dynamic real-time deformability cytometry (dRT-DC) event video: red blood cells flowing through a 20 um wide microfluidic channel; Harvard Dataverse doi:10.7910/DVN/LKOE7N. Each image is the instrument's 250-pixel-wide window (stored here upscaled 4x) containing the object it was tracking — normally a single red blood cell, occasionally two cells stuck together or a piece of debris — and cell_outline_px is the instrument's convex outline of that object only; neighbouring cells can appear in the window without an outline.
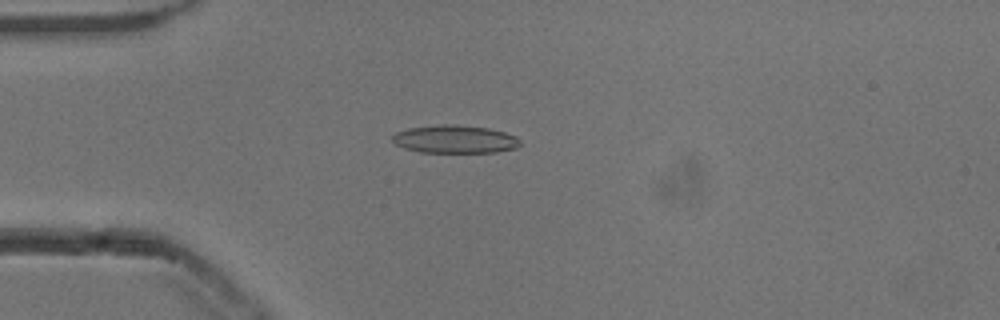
{"species": "common noctule bat (a hibernating species)", "species_latin": "Nyctalus noctula", "temperature_condition": "cold", "stored_images_in_passage": 53, "camera_frame_rate_fps": 3000, "um_per_image_px": 0.085, "animal": {"sex": "male", "body_mass_g": 13.3}, "frame": {"image": 1, "passage_image": 14, "time_ms": 4.333, "image_size_px": [1000, 320], "cell_outline_px": [[520, 144], [516, 148], [496, 152], [420, 152], [404, 148], [396, 144], [392, 140], [392, 136], [396, 132], [408, 128], [440, 124], [452, 124], [488, 128], [504, 132], [516, 136], [520, 140]], "centroid_in_image_um": [38.66, 11.83], "position_along_channel_um": 46.3, "area_um2": 20.81}}
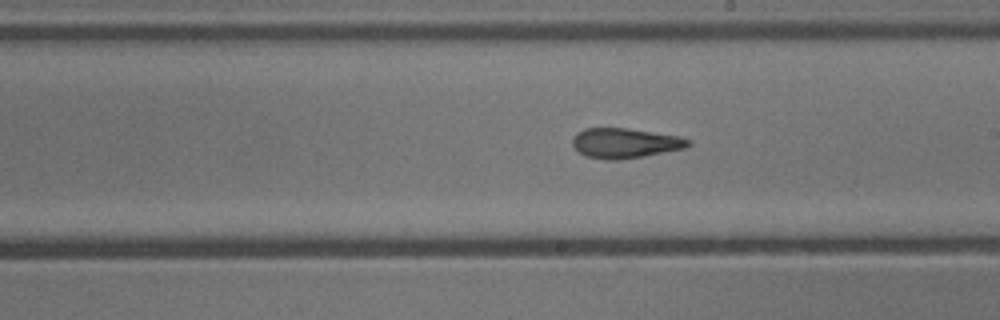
{"frame": {"image": 2, "passage_image": 30, "time_ms": 9.667, "image_size_px": [1000, 320], "cell_outline_px": [[692, 144], [684, 148], [644, 156], [616, 160], [608, 160], [584, 156], [572, 144], [572, 136], [576, 132], [584, 128], [624, 128], [680, 136], [692, 140]], "centroid_in_image_um": [53.11, 12.16], "position_along_channel_um": 235.9, "area_um2": 20.23}}
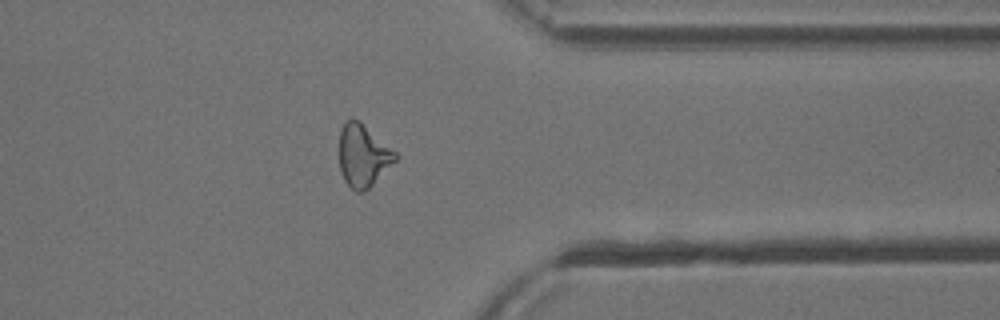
{"frame": {"image": 3, "passage_image": 42, "time_ms": 13.667, "image_size_px": [1000, 320], "cell_outline_px": [[400, 156], [364, 192], [356, 192], [344, 180], [340, 168], [340, 128], [352, 116], [360, 120], [396, 152]], "centroid_in_image_um": [30.86, 13.19], "position_along_channel_um": 380.5, "area_um2": 20.29}, "authors_computed_cell_mechanics": {"area_um2": 20.519, "velocity_mm_per_s": 3.8428, "shape_relaxation_time_tau1_ms": null, "shape_relaxation_time_tau2_ms": 2.8174, "deformation_change_tau1": null, "deformation_change_tau2": 0.1173}}